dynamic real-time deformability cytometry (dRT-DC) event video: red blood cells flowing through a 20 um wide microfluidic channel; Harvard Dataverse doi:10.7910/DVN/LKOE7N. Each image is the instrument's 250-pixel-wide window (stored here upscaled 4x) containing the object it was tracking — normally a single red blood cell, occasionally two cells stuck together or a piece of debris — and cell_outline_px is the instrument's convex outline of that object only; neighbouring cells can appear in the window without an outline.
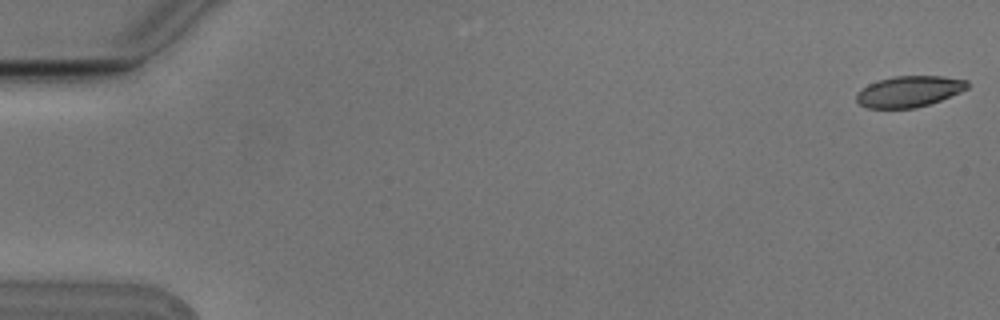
{"species": "Egyptian fruit bat (a non-hibernating species)", "species_latin": "Rousettus aegyptiacus", "temperature_condition": "cold", "stored_images_in_passage": 10, "camera_frame_rate_fps": 3000, "um_per_image_px": 0.085, "animal": {"sex": "male"}, "frame": {"image": 1, "passage_image": 1, "time_ms": 0.0, "image_size_px": [1000, 320], "cell_outline_px": [[968, 88], [960, 92], [940, 100], [916, 108], [868, 108], [860, 104], [856, 100], [856, 92], [868, 84], [892, 76], [944, 76], [968, 80]], "centroid_in_image_um": [77.27, 7.77], "position_along_channel_um": 7.7, "area_um2": 20.06}}
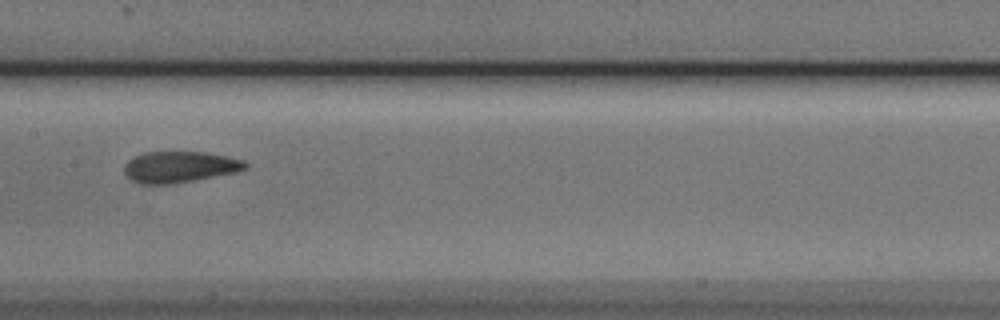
{"frame": {"image": 2, "passage_image": 8, "time_ms": 2.333, "image_size_px": [1000, 320], "cell_outline_px": [[248, 168], [236, 172], [192, 180], [168, 184], [140, 184], [132, 180], [124, 172], [124, 164], [128, 160], [144, 152], [204, 152], [244, 160], [248, 164]], "centroid_in_image_um": [15.25, 14.18], "position_along_channel_um": 192.1, "area_um2": 21.79}}
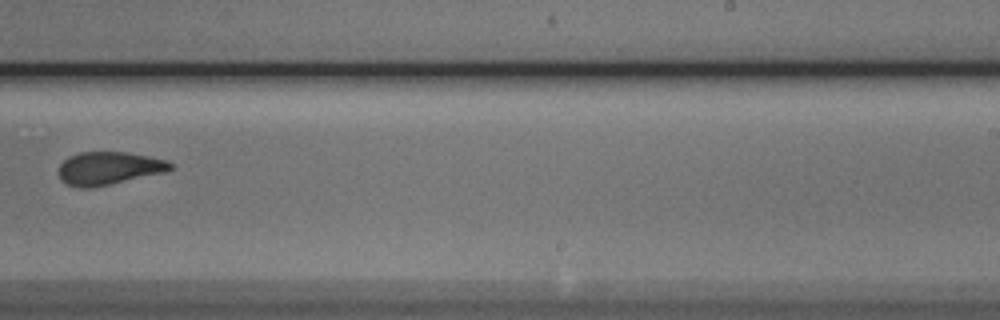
{"frame": {"image": 3, "passage_image": 10, "time_ms": 3.0, "image_size_px": [1000, 320], "cell_outline_px": [[172, 168], [164, 172], [92, 188], [76, 188], [64, 184], [60, 180], [60, 164], [68, 156], [80, 152], [128, 152], [148, 156], [164, 160], [172, 164]], "centroid_in_image_um": [9.18, 14.31], "position_along_channel_um": 279.8, "area_um2": 21.39}}